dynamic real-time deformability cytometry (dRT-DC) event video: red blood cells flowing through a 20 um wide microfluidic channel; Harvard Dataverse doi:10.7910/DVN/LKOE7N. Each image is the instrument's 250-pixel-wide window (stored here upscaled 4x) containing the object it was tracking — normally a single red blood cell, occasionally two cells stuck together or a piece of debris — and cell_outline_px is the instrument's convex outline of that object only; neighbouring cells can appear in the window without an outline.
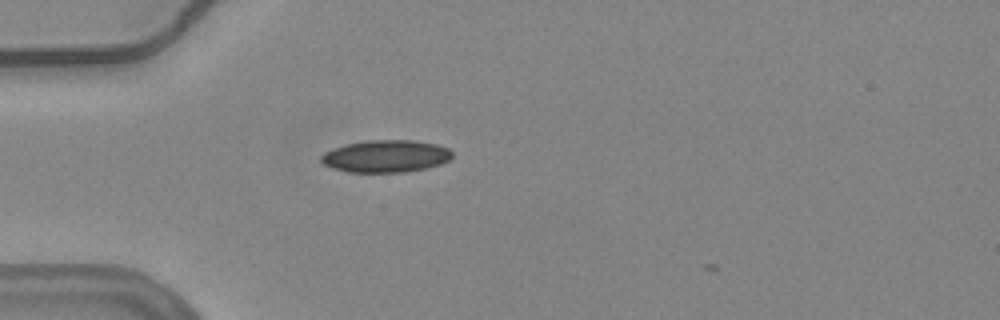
{"species": "common noctule bat (a hibernating species)", "species_latin": "Nyctalus noctula", "temperature_condition": "warm", "stored_images_in_passage": 4, "camera_frame_rate_fps": 3000, "um_per_image_px": 0.085, "animal": {"sex": "female", "body_mass_g": 24.6, "forearm_length_mm": 56.2}, "frame": {"image": 1, "passage_image": 2, "time_ms": 0.333, "image_size_px": [1000, 320], "cell_outline_px": [[452, 156], [448, 160], [440, 164], [424, 168], [404, 172], [348, 172], [332, 168], [324, 164], [320, 160], [320, 156], [324, 152], [332, 148], [344, 144], [368, 140], [412, 140], [436, 144], [448, 148], [452, 152]], "centroid_in_image_um": [32.75, 13.27], "position_along_channel_um": 52.2, "area_um2": 24.68}}